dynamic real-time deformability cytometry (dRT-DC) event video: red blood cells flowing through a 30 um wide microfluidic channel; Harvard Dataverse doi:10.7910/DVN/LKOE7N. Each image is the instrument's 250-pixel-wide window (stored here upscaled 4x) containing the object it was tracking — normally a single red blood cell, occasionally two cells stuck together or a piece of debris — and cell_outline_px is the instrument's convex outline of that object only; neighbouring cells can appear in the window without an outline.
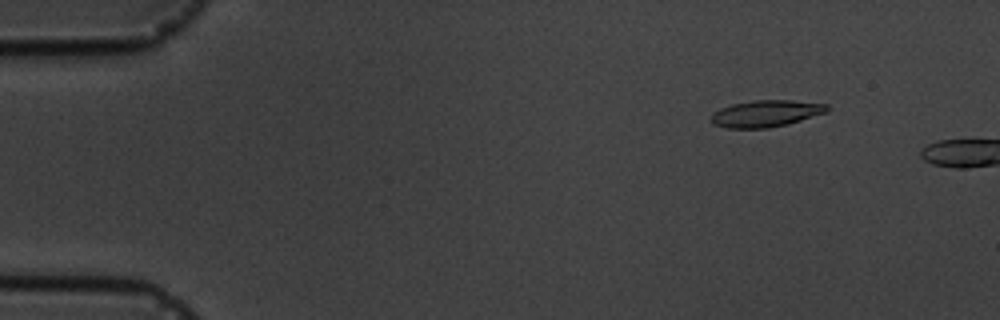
{"species": "common noctule bat (a hibernating species)", "species_latin": "Nyctalus noctula", "temperature_condition": "cold", "stored_images_in_passage": 6, "segment_of_instrument_passage": [2, 2], "camera_frame_rate_fps": 3000, "um_per_image_px": 0.085, "animal": {"sex": "male", "body_mass_g": 19.5, "forearm_length_mm": 54.6}, "frame": {"image": 1, "passage_image": 6, "time_ms": 7.333, "image_size_px": [1000, 320], "cell_outline_px": [[828, 112], [788, 124], [768, 128], [728, 128], [712, 124], [708, 120], [712, 112], [720, 108], [732, 104], [756, 100], [792, 100], [828, 104]], "centroid_in_image_um": [65.07, 9.65], "position_along_channel_um": 19.9, "area_um2": 18.26}}